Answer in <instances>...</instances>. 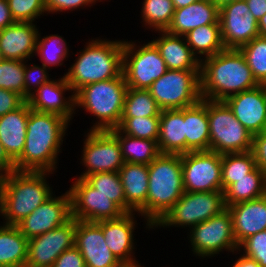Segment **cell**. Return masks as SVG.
<instances>
[{
  "mask_svg": "<svg viewBox=\"0 0 266 267\" xmlns=\"http://www.w3.org/2000/svg\"><path fill=\"white\" fill-rule=\"evenodd\" d=\"M5 58H4V56H3V54H2V51H1V49H0V63H2V61L4 60Z\"/></svg>",
  "mask_w": 266,
  "mask_h": 267,
  "instance_id": "cell-57",
  "label": "cell"
},
{
  "mask_svg": "<svg viewBox=\"0 0 266 267\" xmlns=\"http://www.w3.org/2000/svg\"><path fill=\"white\" fill-rule=\"evenodd\" d=\"M184 37L192 53L200 62L225 49L221 38L220 24L197 27L185 34Z\"/></svg>",
  "mask_w": 266,
  "mask_h": 267,
  "instance_id": "cell-32",
  "label": "cell"
},
{
  "mask_svg": "<svg viewBox=\"0 0 266 267\" xmlns=\"http://www.w3.org/2000/svg\"><path fill=\"white\" fill-rule=\"evenodd\" d=\"M96 0H45L46 12L48 14H60L66 11H75L88 6L91 8L96 4Z\"/></svg>",
  "mask_w": 266,
  "mask_h": 267,
  "instance_id": "cell-45",
  "label": "cell"
},
{
  "mask_svg": "<svg viewBox=\"0 0 266 267\" xmlns=\"http://www.w3.org/2000/svg\"><path fill=\"white\" fill-rule=\"evenodd\" d=\"M70 185L71 217L86 222L116 219L124 212L109 197L99 193L84 178L76 177Z\"/></svg>",
  "mask_w": 266,
  "mask_h": 267,
  "instance_id": "cell-14",
  "label": "cell"
},
{
  "mask_svg": "<svg viewBox=\"0 0 266 267\" xmlns=\"http://www.w3.org/2000/svg\"><path fill=\"white\" fill-rule=\"evenodd\" d=\"M75 246L86 267H113L120 263L107 246L102 228L96 222L76 220Z\"/></svg>",
  "mask_w": 266,
  "mask_h": 267,
  "instance_id": "cell-21",
  "label": "cell"
},
{
  "mask_svg": "<svg viewBox=\"0 0 266 267\" xmlns=\"http://www.w3.org/2000/svg\"><path fill=\"white\" fill-rule=\"evenodd\" d=\"M30 105L25 101L19 108L0 117V143L15 162L25 146Z\"/></svg>",
  "mask_w": 266,
  "mask_h": 267,
  "instance_id": "cell-26",
  "label": "cell"
},
{
  "mask_svg": "<svg viewBox=\"0 0 266 267\" xmlns=\"http://www.w3.org/2000/svg\"><path fill=\"white\" fill-rule=\"evenodd\" d=\"M84 179L126 213V199L119 172H97Z\"/></svg>",
  "mask_w": 266,
  "mask_h": 267,
  "instance_id": "cell-38",
  "label": "cell"
},
{
  "mask_svg": "<svg viewBox=\"0 0 266 267\" xmlns=\"http://www.w3.org/2000/svg\"><path fill=\"white\" fill-rule=\"evenodd\" d=\"M76 52L75 63L64 73L74 93L80 88L119 77L123 69V40L92 38Z\"/></svg>",
  "mask_w": 266,
  "mask_h": 267,
  "instance_id": "cell-5",
  "label": "cell"
},
{
  "mask_svg": "<svg viewBox=\"0 0 266 267\" xmlns=\"http://www.w3.org/2000/svg\"><path fill=\"white\" fill-rule=\"evenodd\" d=\"M209 24L219 23V7L212 0H199L186 7L175 9L167 32L184 36L189 31Z\"/></svg>",
  "mask_w": 266,
  "mask_h": 267,
  "instance_id": "cell-25",
  "label": "cell"
},
{
  "mask_svg": "<svg viewBox=\"0 0 266 267\" xmlns=\"http://www.w3.org/2000/svg\"><path fill=\"white\" fill-rule=\"evenodd\" d=\"M123 134L158 141L160 117L121 118L117 127Z\"/></svg>",
  "mask_w": 266,
  "mask_h": 267,
  "instance_id": "cell-40",
  "label": "cell"
},
{
  "mask_svg": "<svg viewBox=\"0 0 266 267\" xmlns=\"http://www.w3.org/2000/svg\"><path fill=\"white\" fill-rule=\"evenodd\" d=\"M252 151L222 155V191L256 168Z\"/></svg>",
  "mask_w": 266,
  "mask_h": 267,
  "instance_id": "cell-36",
  "label": "cell"
},
{
  "mask_svg": "<svg viewBox=\"0 0 266 267\" xmlns=\"http://www.w3.org/2000/svg\"><path fill=\"white\" fill-rule=\"evenodd\" d=\"M70 53L64 37L58 34H50L42 38L41 33H38L34 56H38L42 65L47 69L50 70L53 66L62 67L64 60H68Z\"/></svg>",
  "mask_w": 266,
  "mask_h": 267,
  "instance_id": "cell-34",
  "label": "cell"
},
{
  "mask_svg": "<svg viewBox=\"0 0 266 267\" xmlns=\"http://www.w3.org/2000/svg\"><path fill=\"white\" fill-rule=\"evenodd\" d=\"M238 251L255 260L261 267H266V230L245 239L239 245Z\"/></svg>",
  "mask_w": 266,
  "mask_h": 267,
  "instance_id": "cell-44",
  "label": "cell"
},
{
  "mask_svg": "<svg viewBox=\"0 0 266 267\" xmlns=\"http://www.w3.org/2000/svg\"><path fill=\"white\" fill-rule=\"evenodd\" d=\"M25 101L18 93L0 88V117L19 108Z\"/></svg>",
  "mask_w": 266,
  "mask_h": 267,
  "instance_id": "cell-47",
  "label": "cell"
},
{
  "mask_svg": "<svg viewBox=\"0 0 266 267\" xmlns=\"http://www.w3.org/2000/svg\"><path fill=\"white\" fill-rule=\"evenodd\" d=\"M86 132L80 158L85 171L77 177L85 178L97 172H119L125 162L118 139L109 130Z\"/></svg>",
  "mask_w": 266,
  "mask_h": 267,
  "instance_id": "cell-12",
  "label": "cell"
},
{
  "mask_svg": "<svg viewBox=\"0 0 266 267\" xmlns=\"http://www.w3.org/2000/svg\"><path fill=\"white\" fill-rule=\"evenodd\" d=\"M186 153L210 150V131L207 99L202 98L193 106L184 108Z\"/></svg>",
  "mask_w": 266,
  "mask_h": 267,
  "instance_id": "cell-29",
  "label": "cell"
},
{
  "mask_svg": "<svg viewBox=\"0 0 266 267\" xmlns=\"http://www.w3.org/2000/svg\"><path fill=\"white\" fill-rule=\"evenodd\" d=\"M14 22L7 0H0V31Z\"/></svg>",
  "mask_w": 266,
  "mask_h": 267,
  "instance_id": "cell-50",
  "label": "cell"
},
{
  "mask_svg": "<svg viewBox=\"0 0 266 267\" xmlns=\"http://www.w3.org/2000/svg\"><path fill=\"white\" fill-rule=\"evenodd\" d=\"M219 23L225 49H239L260 36L258 21L249 11L245 0L234 1L219 8Z\"/></svg>",
  "mask_w": 266,
  "mask_h": 267,
  "instance_id": "cell-15",
  "label": "cell"
},
{
  "mask_svg": "<svg viewBox=\"0 0 266 267\" xmlns=\"http://www.w3.org/2000/svg\"><path fill=\"white\" fill-rule=\"evenodd\" d=\"M219 8L224 6L225 4L238 1V0H212Z\"/></svg>",
  "mask_w": 266,
  "mask_h": 267,
  "instance_id": "cell-56",
  "label": "cell"
},
{
  "mask_svg": "<svg viewBox=\"0 0 266 267\" xmlns=\"http://www.w3.org/2000/svg\"><path fill=\"white\" fill-rule=\"evenodd\" d=\"M15 22H35L47 15L45 0H7Z\"/></svg>",
  "mask_w": 266,
  "mask_h": 267,
  "instance_id": "cell-42",
  "label": "cell"
},
{
  "mask_svg": "<svg viewBox=\"0 0 266 267\" xmlns=\"http://www.w3.org/2000/svg\"><path fill=\"white\" fill-rule=\"evenodd\" d=\"M65 92L71 95L65 97ZM26 101L32 110L60 115L70 124L74 115L77 114L75 93L64 76L57 80L53 78L43 84Z\"/></svg>",
  "mask_w": 266,
  "mask_h": 267,
  "instance_id": "cell-18",
  "label": "cell"
},
{
  "mask_svg": "<svg viewBox=\"0 0 266 267\" xmlns=\"http://www.w3.org/2000/svg\"><path fill=\"white\" fill-rule=\"evenodd\" d=\"M259 85L239 49H224L201 61V98L224 101Z\"/></svg>",
  "mask_w": 266,
  "mask_h": 267,
  "instance_id": "cell-2",
  "label": "cell"
},
{
  "mask_svg": "<svg viewBox=\"0 0 266 267\" xmlns=\"http://www.w3.org/2000/svg\"><path fill=\"white\" fill-rule=\"evenodd\" d=\"M109 131L118 139L125 163L149 165L160 154L158 144L154 140L128 136L118 128Z\"/></svg>",
  "mask_w": 266,
  "mask_h": 267,
  "instance_id": "cell-33",
  "label": "cell"
},
{
  "mask_svg": "<svg viewBox=\"0 0 266 267\" xmlns=\"http://www.w3.org/2000/svg\"><path fill=\"white\" fill-rule=\"evenodd\" d=\"M137 214V212L124 213L116 219L96 222L102 228L107 246L120 262L141 264L134 255Z\"/></svg>",
  "mask_w": 266,
  "mask_h": 267,
  "instance_id": "cell-20",
  "label": "cell"
},
{
  "mask_svg": "<svg viewBox=\"0 0 266 267\" xmlns=\"http://www.w3.org/2000/svg\"><path fill=\"white\" fill-rule=\"evenodd\" d=\"M256 166L266 173V129L253 136L251 149Z\"/></svg>",
  "mask_w": 266,
  "mask_h": 267,
  "instance_id": "cell-48",
  "label": "cell"
},
{
  "mask_svg": "<svg viewBox=\"0 0 266 267\" xmlns=\"http://www.w3.org/2000/svg\"><path fill=\"white\" fill-rule=\"evenodd\" d=\"M52 267H86L84 258L76 246L62 252Z\"/></svg>",
  "mask_w": 266,
  "mask_h": 267,
  "instance_id": "cell-46",
  "label": "cell"
},
{
  "mask_svg": "<svg viewBox=\"0 0 266 267\" xmlns=\"http://www.w3.org/2000/svg\"><path fill=\"white\" fill-rule=\"evenodd\" d=\"M198 1L199 0H172L175 9L186 7L190 4H193V3L198 2Z\"/></svg>",
  "mask_w": 266,
  "mask_h": 267,
  "instance_id": "cell-54",
  "label": "cell"
},
{
  "mask_svg": "<svg viewBox=\"0 0 266 267\" xmlns=\"http://www.w3.org/2000/svg\"><path fill=\"white\" fill-rule=\"evenodd\" d=\"M148 195L146 204L137 212L145 227H153L184 194L182 155L159 154L148 165Z\"/></svg>",
  "mask_w": 266,
  "mask_h": 267,
  "instance_id": "cell-4",
  "label": "cell"
},
{
  "mask_svg": "<svg viewBox=\"0 0 266 267\" xmlns=\"http://www.w3.org/2000/svg\"><path fill=\"white\" fill-rule=\"evenodd\" d=\"M239 50L256 81L260 85H266V37L257 36Z\"/></svg>",
  "mask_w": 266,
  "mask_h": 267,
  "instance_id": "cell-39",
  "label": "cell"
},
{
  "mask_svg": "<svg viewBox=\"0 0 266 267\" xmlns=\"http://www.w3.org/2000/svg\"><path fill=\"white\" fill-rule=\"evenodd\" d=\"M28 61H25L24 69V99L27 100L38 88L43 84L49 82L53 78H50L49 69L43 65H34Z\"/></svg>",
  "mask_w": 266,
  "mask_h": 267,
  "instance_id": "cell-43",
  "label": "cell"
},
{
  "mask_svg": "<svg viewBox=\"0 0 266 267\" xmlns=\"http://www.w3.org/2000/svg\"><path fill=\"white\" fill-rule=\"evenodd\" d=\"M76 219L29 239L25 267H52L60 254L75 246Z\"/></svg>",
  "mask_w": 266,
  "mask_h": 267,
  "instance_id": "cell-16",
  "label": "cell"
},
{
  "mask_svg": "<svg viewBox=\"0 0 266 267\" xmlns=\"http://www.w3.org/2000/svg\"><path fill=\"white\" fill-rule=\"evenodd\" d=\"M207 115L210 151L223 155L252 149L253 135L235 118L224 101L207 99Z\"/></svg>",
  "mask_w": 266,
  "mask_h": 267,
  "instance_id": "cell-7",
  "label": "cell"
},
{
  "mask_svg": "<svg viewBox=\"0 0 266 267\" xmlns=\"http://www.w3.org/2000/svg\"><path fill=\"white\" fill-rule=\"evenodd\" d=\"M224 102L251 135L266 129V85L231 95Z\"/></svg>",
  "mask_w": 266,
  "mask_h": 267,
  "instance_id": "cell-19",
  "label": "cell"
},
{
  "mask_svg": "<svg viewBox=\"0 0 266 267\" xmlns=\"http://www.w3.org/2000/svg\"><path fill=\"white\" fill-rule=\"evenodd\" d=\"M233 219V232L238 246L248 237L266 230V195L227 207Z\"/></svg>",
  "mask_w": 266,
  "mask_h": 267,
  "instance_id": "cell-23",
  "label": "cell"
},
{
  "mask_svg": "<svg viewBox=\"0 0 266 267\" xmlns=\"http://www.w3.org/2000/svg\"><path fill=\"white\" fill-rule=\"evenodd\" d=\"M185 192L222 191V155L214 151L182 154Z\"/></svg>",
  "mask_w": 266,
  "mask_h": 267,
  "instance_id": "cell-13",
  "label": "cell"
},
{
  "mask_svg": "<svg viewBox=\"0 0 266 267\" xmlns=\"http://www.w3.org/2000/svg\"><path fill=\"white\" fill-rule=\"evenodd\" d=\"M71 218V198L66 190L60 196L54 193L16 226L29 240L64 225Z\"/></svg>",
  "mask_w": 266,
  "mask_h": 267,
  "instance_id": "cell-17",
  "label": "cell"
},
{
  "mask_svg": "<svg viewBox=\"0 0 266 267\" xmlns=\"http://www.w3.org/2000/svg\"><path fill=\"white\" fill-rule=\"evenodd\" d=\"M113 267H143L141 264H134L128 262H120Z\"/></svg>",
  "mask_w": 266,
  "mask_h": 267,
  "instance_id": "cell-55",
  "label": "cell"
},
{
  "mask_svg": "<svg viewBox=\"0 0 266 267\" xmlns=\"http://www.w3.org/2000/svg\"><path fill=\"white\" fill-rule=\"evenodd\" d=\"M160 112L148 89L127 88L122 118L160 117Z\"/></svg>",
  "mask_w": 266,
  "mask_h": 267,
  "instance_id": "cell-37",
  "label": "cell"
},
{
  "mask_svg": "<svg viewBox=\"0 0 266 267\" xmlns=\"http://www.w3.org/2000/svg\"><path fill=\"white\" fill-rule=\"evenodd\" d=\"M258 30L260 36L266 37V13L258 20Z\"/></svg>",
  "mask_w": 266,
  "mask_h": 267,
  "instance_id": "cell-53",
  "label": "cell"
},
{
  "mask_svg": "<svg viewBox=\"0 0 266 267\" xmlns=\"http://www.w3.org/2000/svg\"><path fill=\"white\" fill-rule=\"evenodd\" d=\"M54 173L12 171L0 175V216L16 225L55 193L48 183Z\"/></svg>",
  "mask_w": 266,
  "mask_h": 267,
  "instance_id": "cell-3",
  "label": "cell"
},
{
  "mask_svg": "<svg viewBox=\"0 0 266 267\" xmlns=\"http://www.w3.org/2000/svg\"><path fill=\"white\" fill-rule=\"evenodd\" d=\"M119 175L126 199V213L138 212L145 204L148 195V165L124 163Z\"/></svg>",
  "mask_w": 266,
  "mask_h": 267,
  "instance_id": "cell-28",
  "label": "cell"
},
{
  "mask_svg": "<svg viewBox=\"0 0 266 267\" xmlns=\"http://www.w3.org/2000/svg\"><path fill=\"white\" fill-rule=\"evenodd\" d=\"M175 12L172 0H143L141 8L142 27L151 31H166Z\"/></svg>",
  "mask_w": 266,
  "mask_h": 267,
  "instance_id": "cell-35",
  "label": "cell"
},
{
  "mask_svg": "<svg viewBox=\"0 0 266 267\" xmlns=\"http://www.w3.org/2000/svg\"><path fill=\"white\" fill-rule=\"evenodd\" d=\"M28 242L29 240L16 225L2 224L0 226V265L25 267L28 258Z\"/></svg>",
  "mask_w": 266,
  "mask_h": 267,
  "instance_id": "cell-30",
  "label": "cell"
},
{
  "mask_svg": "<svg viewBox=\"0 0 266 267\" xmlns=\"http://www.w3.org/2000/svg\"><path fill=\"white\" fill-rule=\"evenodd\" d=\"M25 61L4 59L0 63V88L18 93L24 98Z\"/></svg>",
  "mask_w": 266,
  "mask_h": 267,
  "instance_id": "cell-41",
  "label": "cell"
},
{
  "mask_svg": "<svg viewBox=\"0 0 266 267\" xmlns=\"http://www.w3.org/2000/svg\"><path fill=\"white\" fill-rule=\"evenodd\" d=\"M159 37L151 42L159 50L168 70H200L201 62L192 53L184 36L154 31Z\"/></svg>",
  "mask_w": 266,
  "mask_h": 267,
  "instance_id": "cell-24",
  "label": "cell"
},
{
  "mask_svg": "<svg viewBox=\"0 0 266 267\" xmlns=\"http://www.w3.org/2000/svg\"><path fill=\"white\" fill-rule=\"evenodd\" d=\"M69 123L60 115L30 108L25 146L15 161L16 170L56 173L58 156L62 153L64 137L68 136Z\"/></svg>",
  "mask_w": 266,
  "mask_h": 267,
  "instance_id": "cell-1",
  "label": "cell"
},
{
  "mask_svg": "<svg viewBox=\"0 0 266 267\" xmlns=\"http://www.w3.org/2000/svg\"><path fill=\"white\" fill-rule=\"evenodd\" d=\"M39 27L36 22H14L0 31V49L5 59L27 61L34 57Z\"/></svg>",
  "mask_w": 266,
  "mask_h": 267,
  "instance_id": "cell-22",
  "label": "cell"
},
{
  "mask_svg": "<svg viewBox=\"0 0 266 267\" xmlns=\"http://www.w3.org/2000/svg\"><path fill=\"white\" fill-rule=\"evenodd\" d=\"M124 40L122 73L128 88L148 89L168 70L156 46Z\"/></svg>",
  "mask_w": 266,
  "mask_h": 267,
  "instance_id": "cell-11",
  "label": "cell"
},
{
  "mask_svg": "<svg viewBox=\"0 0 266 267\" xmlns=\"http://www.w3.org/2000/svg\"><path fill=\"white\" fill-rule=\"evenodd\" d=\"M226 209L224 192H184L174 206L153 227L156 228H188L218 215Z\"/></svg>",
  "mask_w": 266,
  "mask_h": 267,
  "instance_id": "cell-8",
  "label": "cell"
},
{
  "mask_svg": "<svg viewBox=\"0 0 266 267\" xmlns=\"http://www.w3.org/2000/svg\"><path fill=\"white\" fill-rule=\"evenodd\" d=\"M148 90L161 110L193 106L202 99L200 70H167Z\"/></svg>",
  "mask_w": 266,
  "mask_h": 267,
  "instance_id": "cell-10",
  "label": "cell"
},
{
  "mask_svg": "<svg viewBox=\"0 0 266 267\" xmlns=\"http://www.w3.org/2000/svg\"><path fill=\"white\" fill-rule=\"evenodd\" d=\"M245 2L257 21L266 13V0H245Z\"/></svg>",
  "mask_w": 266,
  "mask_h": 267,
  "instance_id": "cell-51",
  "label": "cell"
},
{
  "mask_svg": "<svg viewBox=\"0 0 266 267\" xmlns=\"http://www.w3.org/2000/svg\"><path fill=\"white\" fill-rule=\"evenodd\" d=\"M235 255L240 254L238 259L233 262L231 267H261L255 260L250 259L249 257L244 256L239 251L234 253Z\"/></svg>",
  "mask_w": 266,
  "mask_h": 267,
  "instance_id": "cell-52",
  "label": "cell"
},
{
  "mask_svg": "<svg viewBox=\"0 0 266 267\" xmlns=\"http://www.w3.org/2000/svg\"><path fill=\"white\" fill-rule=\"evenodd\" d=\"M15 162L9 157L5 148L0 143V175L15 171Z\"/></svg>",
  "mask_w": 266,
  "mask_h": 267,
  "instance_id": "cell-49",
  "label": "cell"
},
{
  "mask_svg": "<svg viewBox=\"0 0 266 267\" xmlns=\"http://www.w3.org/2000/svg\"><path fill=\"white\" fill-rule=\"evenodd\" d=\"M190 248L194 256L205 260L227 251L234 254L238 251L233 232V219L228 208L218 215L193 226L188 230Z\"/></svg>",
  "mask_w": 266,
  "mask_h": 267,
  "instance_id": "cell-9",
  "label": "cell"
},
{
  "mask_svg": "<svg viewBox=\"0 0 266 267\" xmlns=\"http://www.w3.org/2000/svg\"><path fill=\"white\" fill-rule=\"evenodd\" d=\"M266 195V173L256 167L246 177L237 179L224 191L226 208L233 204L258 199Z\"/></svg>",
  "mask_w": 266,
  "mask_h": 267,
  "instance_id": "cell-31",
  "label": "cell"
},
{
  "mask_svg": "<svg viewBox=\"0 0 266 267\" xmlns=\"http://www.w3.org/2000/svg\"><path fill=\"white\" fill-rule=\"evenodd\" d=\"M157 144L160 154L186 153L184 108L161 110Z\"/></svg>",
  "mask_w": 266,
  "mask_h": 267,
  "instance_id": "cell-27",
  "label": "cell"
},
{
  "mask_svg": "<svg viewBox=\"0 0 266 267\" xmlns=\"http://www.w3.org/2000/svg\"><path fill=\"white\" fill-rule=\"evenodd\" d=\"M127 88L122 73L110 80L88 84L75 93V109L82 108L97 120L87 130L107 131L119 126Z\"/></svg>",
  "mask_w": 266,
  "mask_h": 267,
  "instance_id": "cell-6",
  "label": "cell"
}]
</instances>
